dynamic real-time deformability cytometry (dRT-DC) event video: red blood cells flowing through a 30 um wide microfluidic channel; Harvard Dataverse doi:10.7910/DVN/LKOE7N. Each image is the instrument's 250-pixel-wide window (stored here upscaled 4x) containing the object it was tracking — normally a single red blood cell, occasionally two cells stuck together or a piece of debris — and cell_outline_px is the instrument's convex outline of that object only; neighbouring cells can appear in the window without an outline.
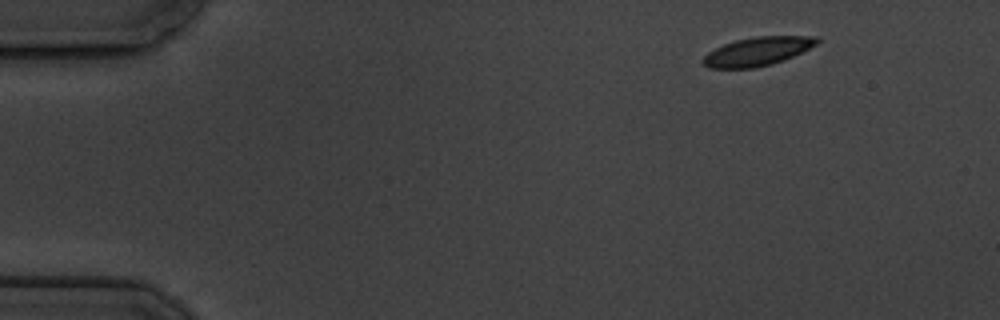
{"species": "common noctule bat (a hibernating species)", "species_latin": "Nyctalus noctula", "temperature_condition": "cold", "stored_images_in_passage": 5, "camera_frame_rate_fps": 3000, "um_per_image_px": 0.085, "animal": {"sex": "male", "body_mass_g": 19.5, "forearm_length_mm": 54.6}, "frame": {"image": 1, "passage_image": 1, "time_ms": 0.0, "image_size_px": [1000, 320], "cell_outline_px": [[820, 40], [816, 44], [784, 60], [772, 64], [752, 68], [708, 68], [700, 60], [708, 52], [724, 44], [736, 40], [756, 36], [820, 36]], "centroid_in_image_um": [64.37, 4.37], "position_along_channel_um": 20.6, "area_um2": 18.9}}